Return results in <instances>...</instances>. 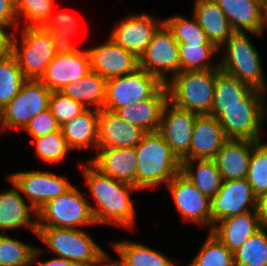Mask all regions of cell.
Segmentation results:
<instances>
[{"label":"cell","mask_w":267,"mask_h":266,"mask_svg":"<svg viewBox=\"0 0 267 266\" xmlns=\"http://www.w3.org/2000/svg\"><path fill=\"white\" fill-rule=\"evenodd\" d=\"M197 162L196 171L190 164ZM193 170V171H192ZM181 173L204 195L212 199L222 185V177L213 159H192L182 161Z\"/></svg>","instance_id":"cell-30"},{"label":"cell","mask_w":267,"mask_h":266,"mask_svg":"<svg viewBox=\"0 0 267 266\" xmlns=\"http://www.w3.org/2000/svg\"><path fill=\"white\" fill-rule=\"evenodd\" d=\"M99 154L89 161L101 173L136 187L137 155L135 147H97Z\"/></svg>","instance_id":"cell-20"},{"label":"cell","mask_w":267,"mask_h":266,"mask_svg":"<svg viewBox=\"0 0 267 266\" xmlns=\"http://www.w3.org/2000/svg\"><path fill=\"white\" fill-rule=\"evenodd\" d=\"M91 71L105 79L123 76L139 67V57L109 38L106 44L88 49Z\"/></svg>","instance_id":"cell-17"},{"label":"cell","mask_w":267,"mask_h":266,"mask_svg":"<svg viewBox=\"0 0 267 266\" xmlns=\"http://www.w3.org/2000/svg\"><path fill=\"white\" fill-rule=\"evenodd\" d=\"M53 0H15L16 17L23 15L27 26H43L52 11Z\"/></svg>","instance_id":"cell-42"},{"label":"cell","mask_w":267,"mask_h":266,"mask_svg":"<svg viewBox=\"0 0 267 266\" xmlns=\"http://www.w3.org/2000/svg\"><path fill=\"white\" fill-rule=\"evenodd\" d=\"M27 79L21 71L15 56L9 52L0 58V110L18 94Z\"/></svg>","instance_id":"cell-33"},{"label":"cell","mask_w":267,"mask_h":266,"mask_svg":"<svg viewBox=\"0 0 267 266\" xmlns=\"http://www.w3.org/2000/svg\"><path fill=\"white\" fill-rule=\"evenodd\" d=\"M37 235L59 258L81 266H99L108 256L81 229L37 227Z\"/></svg>","instance_id":"cell-5"},{"label":"cell","mask_w":267,"mask_h":266,"mask_svg":"<svg viewBox=\"0 0 267 266\" xmlns=\"http://www.w3.org/2000/svg\"><path fill=\"white\" fill-rule=\"evenodd\" d=\"M146 132L128 123L115 112L100 109L98 113V147H136Z\"/></svg>","instance_id":"cell-18"},{"label":"cell","mask_w":267,"mask_h":266,"mask_svg":"<svg viewBox=\"0 0 267 266\" xmlns=\"http://www.w3.org/2000/svg\"><path fill=\"white\" fill-rule=\"evenodd\" d=\"M15 188L0 193V229L5 231L26 225L37 234V223L30 222L31 212L36 218V210L25 203L19 189Z\"/></svg>","instance_id":"cell-27"},{"label":"cell","mask_w":267,"mask_h":266,"mask_svg":"<svg viewBox=\"0 0 267 266\" xmlns=\"http://www.w3.org/2000/svg\"><path fill=\"white\" fill-rule=\"evenodd\" d=\"M264 22H267V5L264 7Z\"/></svg>","instance_id":"cell-51"},{"label":"cell","mask_w":267,"mask_h":266,"mask_svg":"<svg viewBox=\"0 0 267 266\" xmlns=\"http://www.w3.org/2000/svg\"><path fill=\"white\" fill-rule=\"evenodd\" d=\"M263 91L253 89L239 104L232 107H212L210 115L219 120L227 139L260 141L265 116Z\"/></svg>","instance_id":"cell-4"},{"label":"cell","mask_w":267,"mask_h":266,"mask_svg":"<svg viewBox=\"0 0 267 266\" xmlns=\"http://www.w3.org/2000/svg\"><path fill=\"white\" fill-rule=\"evenodd\" d=\"M107 79L90 71L82 79L71 82L60 92L82 103L86 108L94 105L97 110L103 108L106 100Z\"/></svg>","instance_id":"cell-29"},{"label":"cell","mask_w":267,"mask_h":266,"mask_svg":"<svg viewBox=\"0 0 267 266\" xmlns=\"http://www.w3.org/2000/svg\"><path fill=\"white\" fill-rule=\"evenodd\" d=\"M113 246L121 257L122 261L119 262L124 266H174L165 255L139 243L122 241Z\"/></svg>","instance_id":"cell-31"},{"label":"cell","mask_w":267,"mask_h":266,"mask_svg":"<svg viewBox=\"0 0 267 266\" xmlns=\"http://www.w3.org/2000/svg\"><path fill=\"white\" fill-rule=\"evenodd\" d=\"M248 204L257 209V198L245 178L223 181L211 199V223L248 212Z\"/></svg>","instance_id":"cell-14"},{"label":"cell","mask_w":267,"mask_h":266,"mask_svg":"<svg viewBox=\"0 0 267 266\" xmlns=\"http://www.w3.org/2000/svg\"><path fill=\"white\" fill-rule=\"evenodd\" d=\"M25 129L33 138H38L59 131L61 126L48 108L33 117Z\"/></svg>","instance_id":"cell-44"},{"label":"cell","mask_w":267,"mask_h":266,"mask_svg":"<svg viewBox=\"0 0 267 266\" xmlns=\"http://www.w3.org/2000/svg\"><path fill=\"white\" fill-rule=\"evenodd\" d=\"M177 209L184 219L211 224V199L202 194L181 172L168 183Z\"/></svg>","instance_id":"cell-15"},{"label":"cell","mask_w":267,"mask_h":266,"mask_svg":"<svg viewBox=\"0 0 267 266\" xmlns=\"http://www.w3.org/2000/svg\"><path fill=\"white\" fill-rule=\"evenodd\" d=\"M168 100V89L164 84L150 99L129 104L115 113L145 132L159 131L162 111Z\"/></svg>","instance_id":"cell-22"},{"label":"cell","mask_w":267,"mask_h":266,"mask_svg":"<svg viewBox=\"0 0 267 266\" xmlns=\"http://www.w3.org/2000/svg\"><path fill=\"white\" fill-rule=\"evenodd\" d=\"M0 26V58L7 55L11 50V37Z\"/></svg>","instance_id":"cell-47"},{"label":"cell","mask_w":267,"mask_h":266,"mask_svg":"<svg viewBox=\"0 0 267 266\" xmlns=\"http://www.w3.org/2000/svg\"><path fill=\"white\" fill-rule=\"evenodd\" d=\"M245 179L257 199L267 194V143L259 141L253 145Z\"/></svg>","instance_id":"cell-36"},{"label":"cell","mask_w":267,"mask_h":266,"mask_svg":"<svg viewBox=\"0 0 267 266\" xmlns=\"http://www.w3.org/2000/svg\"><path fill=\"white\" fill-rule=\"evenodd\" d=\"M226 43L228 52L218 64L220 70L253 89L265 90L259 54L246 33L234 32Z\"/></svg>","instance_id":"cell-8"},{"label":"cell","mask_w":267,"mask_h":266,"mask_svg":"<svg viewBox=\"0 0 267 266\" xmlns=\"http://www.w3.org/2000/svg\"><path fill=\"white\" fill-rule=\"evenodd\" d=\"M227 16L235 32L260 34L264 28V8L253 0H214Z\"/></svg>","instance_id":"cell-25"},{"label":"cell","mask_w":267,"mask_h":266,"mask_svg":"<svg viewBox=\"0 0 267 266\" xmlns=\"http://www.w3.org/2000/svg\"><path fill=\"white\" fill-rule=\"evenodd\" d=\"M34 139L36 144V154L44 162H58L62 160L66 156L68 150L71 149L68 146L61 129Z\"/></svg>","instance_id":"cell-41"},{"label":"cell","mask_w":267,"mask_h":266,"mask_svg":"<svg viewBox=\"0 0 267 266\" xmlns=\"http://www.w3.org/2000/svg\"><path fill=\"white\" fill-rule=\"evenodd\" d=\"M253 1L258 3L263 8L267 5V0H253Z\"/></svg>","instance_id":"cell-50"},{"label":"cell","mask_w":267,"mask_h":266,"mask_svg":"<svg viewBox=\"0 0 267 266\" xmlns=\"http://www.w3.org/2000/svg\"><path fill=\"white\" fill-rule=\"evenodd\" d=\"M194 20H188L181 16L166 19L164 23L172 31L178 43H200V45H213L205 32Z\"/></svg>","instance_id":"cell-40"},{"label":"cell","mask_w":267,"mask_h":266,"mask_svg":"<svg viewBox=\"0 0 267 266\" xmlns=\"http://www.w3.org/2000/svg\"><path fill=\"white\" fill-rule=\"evenodd\" d=\"M252 87L239 81L220 68L216 69V81L212 107H232L240 103L251 91Z\"/></svg>","instance_id":"cell-32"},{"label":"cell","mask_w":267,"mask_h":266,"mask_svg":"<svg viewBox=\"0 0 267 266\" xmlns=\"http://www.w3.org/2000/svg\"><path fill=\"white\" fill-rule=\"evenodd\" d=\"M75 20L73 16L65 12L56 16H53L51 13L48 20L42 26L45 30L50 32L55 45L56 55L71 54L79 50L69 41V38L76 30Z\"/></svg>","instance_id":"cell-34"},{"label":"cell","mask_w":267,"mask_h":266,"mask_svg":"<svg viewBox=\"0 0 267 266\" xmlns=\"http://www.w3.org/2000/svg\"><path fill=\"white\" fill-rule=\"evenodd\" d=\"M139 67L163 84L168 82L164 73L172 72L175 76L180 72L179 43L165 23L157 29L139 56Z\"/></svg>","instance_id":"cell-11"},{"label":"cell","mask_w":267,"mask_h":266,"mask_svg":"<svg viewBox=\"0 0 267 266\" xmlns=\"http://www.w3.org/2000/svg\"><path fill=\"white\" fill-rule=\"evenodd\" d=\"M257 213L261 228H267V194L257 199Z\"/></svg>","instance_id":"cell-46"},{"label":"cell","mask_w":267,"mask_h":266,"mask_svg":"<svg viewBox=\"0 0 267 266\" xmlns=\"http://www.w3.org/2000/svg\"><path fill=\"white\" fill-rule=\"evenodd\" d=\"M83 169L91 194L98 205L97 208L90 205L95 223L132 227L134 208L129 192L138 188L101 173L90 162Z\"/></svg>","instance_id":"cell-1"},{"label":"cell","mask_w":267,"mask_h":266,"mask_svg":"<svg viewBox=\"0 0 267 266\" xmlns=\"http://www.w3.org/2000/svg\"><path fill=\"white\" fill-rule=\"evenodd\" d=\"M164 84L138 67L135 71L107 80L103 109L115 112L129 104L150 99Z\"/></svg>","instance_id":"cell-9"},{"label":"cell","mask_w":267,"mask_h":266,"mask_svg":"<svg viewBox=\"0 0 267 266\" xmlns=\"http://www.w3.org/2000/svg\"><path fill=\"white\" fill-rule=\"evenodd\" d=\"M9 179L19 191L26 194L36 212L45 203L64 194L73 186L63 176L49 172H18Z\"/></svg>","instance_id":"cell-12"},{"label":"cell","mask_w":267,"mask_h":266,"mask_svg":"<svg viewBox=\"0 0 267 266\" xmlns=\"http://www.w3.org/2000/svg\"><path fill=\"white\" fill-rule=\"evenodd\" d=\"M190 266H234L233 253L210 232Z\"/></svg>","instance_id":"cell-39"},{"label":"cell","mask_w":267,"mask_h":266,"mask_svg":"<svg viewBox=\"0 0 267 266\" xmlns=\"http://www.w3.org/2000/svg\"><path fill=\"white\" fill-rule=\"evenodd\" d=\"M234 266H267V234L261 228L233 253Z\"/></svg>","instance_id":"cell-35"},{"label":"cell","mask_w":267,"mask_h":266,"mask_svg":"<svg viewBox=\"0 0 267 266\" xmlns=\"http://www.w3.org/2000/svg\"><path fill=\"white\" fill-rule=\"evenodd\" d=\"M226 140L217 118L210 114L197 115L189 147V160L213 159Z\"/></svg>","instance_id":"cell-21"},{"label":"cell","mask_w":267,"mask_h":266,"mask_svg":"<svg viewBox=\"0 0 267 266\" xmlns=\"http://www.w3.org/2000/svg\"><path fill=\"white\" fill-rule=\"evenodd\" d=\"M40 253L42 250L0 234V266H27Z\"/></svg>","instance_id":"cell-37"},{"label":"cell","mask_w":267,"mask_h":266,"mask_svg":"<svg viewBox=\"0 0 267 266\" xmlns=\"http://www.w3.org/2000/svg\"><path fill=\"white\" fill-rule=\"evenodd\" d=\"M15 0H0V26L17 25Z\"/></svg>","instance_id":"cell-45"},{"label":"cell","mask_w":267,"mask_h":266,"mask_svg":"<svg viewBox=\"0 0 267 266\" xmlns=\"http://www.w3.org/2000/svg\"><path fill=\"white\" fill-rule=\"evenodd\" d=\"M256 141L227 139L213 158L223 181L246 178Z\"/></svg>","instance_id":"cell-23"},{"label":"cell","mask_w":267,"mask_h":266,"mask_svg":"<svg viewBox=\"0 0 267 266\" xmlns=\"http://www.w3.org/2000/svg\"><path fill=\"white\" fill-rule=\"evenodd\" d=\"M51 91L40 81L27 79L18 94L1 111L4 128H24L40 112L49 108Z\"/></svg>","instance_id":"cell-10"},{"label":"cell","mask_w":267,"mask_h":266,"mask_svg":"<svg viewBox=\"0 0 267 266\" xmlns=\"http://www.w3.org/2000/svg\"><path fill=\"white\" fill-rule=\"evenodd\" d=\"M91 71L88 50L56 55L39 79L51 92L61 91L66 85L82 79Z\"/></svg>","instance_id":"cell-16"},{"label":"cell","mask_w":267,"mask_h":266,"mask_svg":"<svg viewBox=\"0 0 267 266\" xmlns=\"http://www.w3.org/2000/svg\"><path fill=\"white\" fill-rule=\"evenodd\" d=\"M196 116L197 114L179 108L169 100L162 111L159 132L181 162L189 160V147Z\"/></svg>","instance_id":"cell-13"},{"label":"cell","mask_w":267,"mask_h":266,"mask_svg":"<svg viewBox=\"0 0 267 266\" xmlns=\"http://www.w3.org/2000/svg\"><path fill=\"white\" fill-rule=\"evenodd\" d=\"M137 155L136 187H155L167 183L181 172L182 162L159 131L146 132L135 147Z\"/></svg>","instance_id":"cell-2"},{"label":"cell","mask_w":267,"mask_h":266,"mask_svg":"<svg viewBox=\"0 0 267 266\" xmlns=\"http://www.w3.org/2000/svg\"><path fill=\"white\" fill-rule=\"evenodd\" d=\"M99 266H124V265L119 261H112V262L110 261V263L108 262L106 265L99 264Z\"/></svg>","instance_id":"cell-49"},{"label":"cell","mask_w":267,"mask_h":266,"mask_svg":"<svg viewBox=\"0 0 267 266\" xmlns=\"http://www.w3.org/2000/svg\"><path fill=\"white\" fill-rule=\"evenodd\" d=\"M98 113L87 108L80 115L61 126L64 138L71 149L98 147Z\"/></svg>","instance_id":"cell-28"},{"label":"cell","mask_w":267,"mask_h":266,"mask_svg":"<svg viewBox=\"0 0 267 266\" xmlns=\"http://www.w3.org/2000/svg\"><path fill=\"white\" fill-rule=\"evenodd\" d=\"M231 216L212 226L211 233L232 253L261 229L257 209Z\"/></svg>","instance_id":"cell-24"},{"label":"cell","mask_w":267,"mask_h":266,"mask_svg":"<svg viewBox=\"0 0 267 266\" xmlns=\"http://www.w3.org/2000/svg\"><path fill=\"white\" fill-rule=\"evenodd\" d=\"M22 35V49H18L14 36L10 52L15 56L26 79L39 80L56 56L54 42L50 32L41 26H25Z\"/></svg>","instance_id":"cell-6"},{"label":"cell","mask_w":267,"mask_h":266,"mask_svg":"<svg viewBox=\"0 0 267 266\" xmlns=\"http://www.w3.org/2000/svg\"><path fill=\"white\" fill-rule=\"evenodd\" d=\"M49 108L60 126L80 115L87 108L80 102L65 96L60 91H52Z\"/></svg>","instance_id":"cell-43"},{"label":"cell","mask_w":267,"mask_h":266,"mask_svg":"<svg viewBox=\"0 0 267 266\" xmlns=\"http://www.w3.org/2000/svg\"><path fill=\"white\" fill-rule=\"evenodd\" d=\"M164 23L145 15H134L123 20L111 33L110 38L124 49L139 57L154 33Z\"/></svg>","instance_id":"cell-19"},{"label":"cell","mask_w":267,"mask_h":266,"mask_svg":"<svg viewBox=\"0 0 267 266\" xmlns=\"http://www.w3.org/2000/svg\"><path fill=\"white\" fill-rule=\"evenodd\" d=\"M87 199L72 186L68 191L45 203L37 212V227L78 229L96 224Z\"/></svg>","instance_id":"cell-7"},{"label":"cell","mask_w":267,"mask_h":266,"mask_svg":"<svg viewBox=\"0 0 267 266\" xmlns=\"http://www.w3.org/2000/svg\"><path fill=\"white\" fill-rule=\"evenodd\" d=\"M217 50L214 45L179 43L180 71L218 69L207 62Z\"/></svg>","instance_id":"cell-38"},{"label":"cell","mask_w":267,"mask_h":266,"mask_svg":"<svg viewBox=\"0 0 267 266\" xmlns=\"http://www.w3.org/2000/svg\"><path fill=\"white\" fill-rule=\"evenodd\" d=\"M38 266H81L76 262H72L69 260H66L64 258H53L49 261H46L44 263H41Z\"/></svg>","instance_id":"cell-48"},{"label":"cell","mask_w":267,"mask_h":266,"mask_svg":"<svg viewBox=\"0 0 267 266\" xmlns=\"http://www.w3.org/2000/svg\"><path fill=\"white\" fill-rule=\"evenodd\" d=\"M216 69L180 71L166 83L169 101L197 115L210 114Z\"/></svg>","instance_id":"cell-3"},{"label":"cell","mask_w":267,"mask_h":266,"mask_svg":"<svg viewBox=\"0 0 267 266\" xmlns=\"http://www.w3.org/2000/svg\"><path fill=\"white\" fill-rule=\"evenodd\" d=\"M194 17L210 42L217 48L235 32L225 13L214 0H196Z\"/></svg>","instance_id":"cell-26"}]
</instances>
